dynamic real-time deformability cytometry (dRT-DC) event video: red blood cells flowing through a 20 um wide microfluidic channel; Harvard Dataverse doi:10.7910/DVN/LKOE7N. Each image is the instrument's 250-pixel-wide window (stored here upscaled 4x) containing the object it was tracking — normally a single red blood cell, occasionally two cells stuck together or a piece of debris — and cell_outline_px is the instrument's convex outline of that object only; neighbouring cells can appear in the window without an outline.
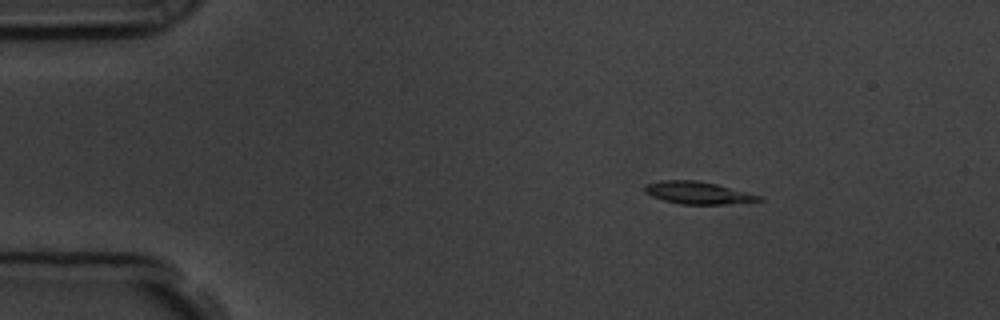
{"species": "common noctule bat (a hibernating species)", "species_latin": "Nyctalus noctula", "temperature_condition": "room temperature", "stored_images_in_passage": 50, "camera_frame_rate_fps": 3000, "um_per_image_px": 0.085, "animal": {"sex": "male", "body_mass_g": 19.5, "forearm_length_mm": 54.6}, "frame": {"image": 1, "passage_image": 1, "time_ms": 0.0, "image_size_px": [1000, 320], "cell_outline_px": [[764, 200], [724, 204], [680, 204], [664, 200], [652, 196], [644, 192], [644, 184], [660, 180], [696, 180], [716, 184], [764, 196]], "centroid_in_image_um": [59.31, 16.38], "position_along_channel_um": 25.7, "area_um2": 14.91}}
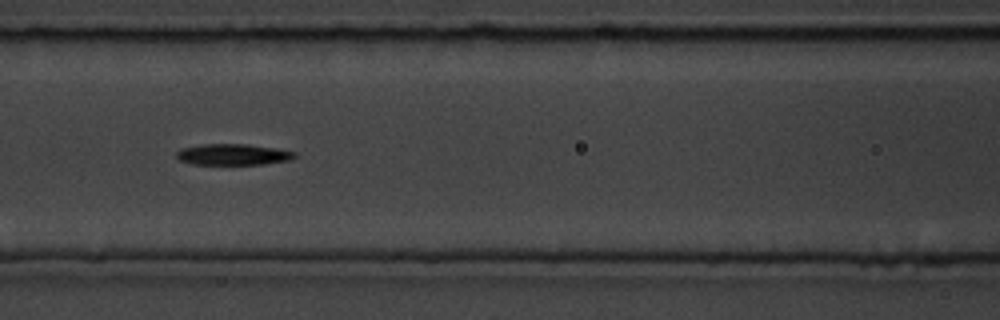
{"frame": {"image": 2, "passage_image": 17, "time_ms": 5.333, "image_size_px": [1000, 320], "cell_outline_px": [[296, 156], [288, 160], [264, 164], [192, 164], [180, 160], [176, 156], [176, 152], [180, 148], [200, 144], [248, 144], [276, 148], [296, 152]], "centroid_in_image_um": [19.78, 13.12], "position_along_channel_um": 146.8, "area_um2": 14.57}}
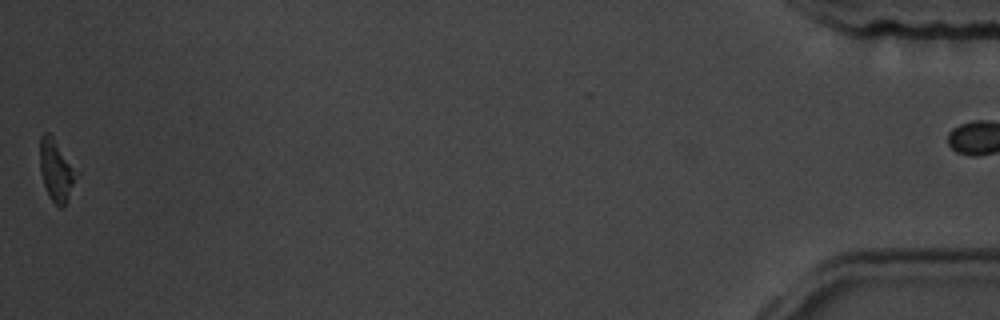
{"frame": {"image": 3, "passage_image": 49, "time_ms": 16.0, "image_size_px": [1000, 320], "cell_outline_px": [[80, 172], [64, 208], [60, 208], [52, 200], [44, 184], [40, 172], [40, 136], [44, 132], [48, 132], [52, 136]], "centroid_in_image_um": [4.82, 14.48], "position_along_channel_um": 430.4, "area_um2": 13.29}}